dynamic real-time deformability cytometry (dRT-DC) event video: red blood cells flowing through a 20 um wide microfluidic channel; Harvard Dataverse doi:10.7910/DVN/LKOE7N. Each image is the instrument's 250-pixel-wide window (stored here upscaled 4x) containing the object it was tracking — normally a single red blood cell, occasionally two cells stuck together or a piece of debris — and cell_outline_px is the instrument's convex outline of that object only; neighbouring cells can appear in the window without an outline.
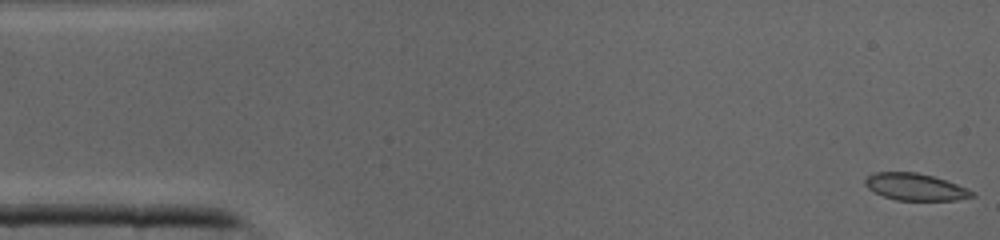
{"species": "common noctule bat (a hibernating species)", "species_latin": "Nyctalus noctula", "temperature_condition": "cold", "stored_images_in_passage": 41, "camera_frame_rate_fps": 3000, "um_per_image_px": 0.085, "animal": {"sex": "male", "body_mass_g": 19.0, "forearm_length_mm": 50.8}, "frame": {"image": 1, "passage_image": 1, "time_ms": 0.0, "image_size_px": [1000, 240], "cell_outline_px": [[976, 196], [956, 200], [896, 200], [884, 196], [868, 188], [864, 184], [864, 180], [868, 176], [876, 172], [916, 172], [932, 176], [968, 188]], "centroid_in_image_um": [77.79, 15.89], "position_along_channel_um": 7.2, "area_um2": 16.59}}
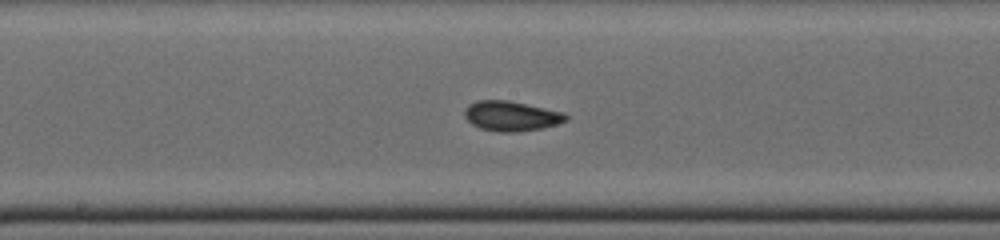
{"frame": {"image": 2, "passage_image": 21, "time_ms": 6.667, "image_size_px": [1000, 240], "cell_outline_px": [[568, 120], [544, 128], [516, 132], [496, 132], [480, 128], [472, 124], [464, 116], [464, 108], [468, 104], [476, 100], [508, 100], [564, 112], [568, 116]], "centroid_in_image_um": [43.44, 9.86], "position_along_channel_um": 204.8, "area_um2": 17.86}}
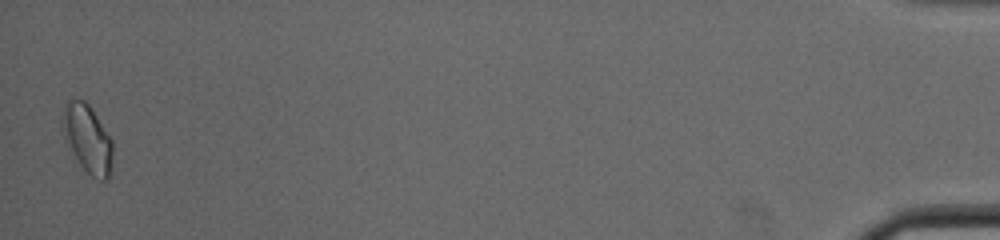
{"frame": {"image": 3, "passage_image": 41, "time_ms": 13.333, "image_size_px": [1000, 240], "cell_outline_px": [[112, 164], [108, 176], [104, 180], [100, 180], [92, 176], [80, 164], [72, 152], [64, 136], [60, 124], [60, 120], [64, 104], [68, 100], [84, 100], [88, 104], [112, 140]], "centroid_in_image_um": [7.4, 11.76], "position_along_channel_um": 427.8, "area_um2": 19.65}}